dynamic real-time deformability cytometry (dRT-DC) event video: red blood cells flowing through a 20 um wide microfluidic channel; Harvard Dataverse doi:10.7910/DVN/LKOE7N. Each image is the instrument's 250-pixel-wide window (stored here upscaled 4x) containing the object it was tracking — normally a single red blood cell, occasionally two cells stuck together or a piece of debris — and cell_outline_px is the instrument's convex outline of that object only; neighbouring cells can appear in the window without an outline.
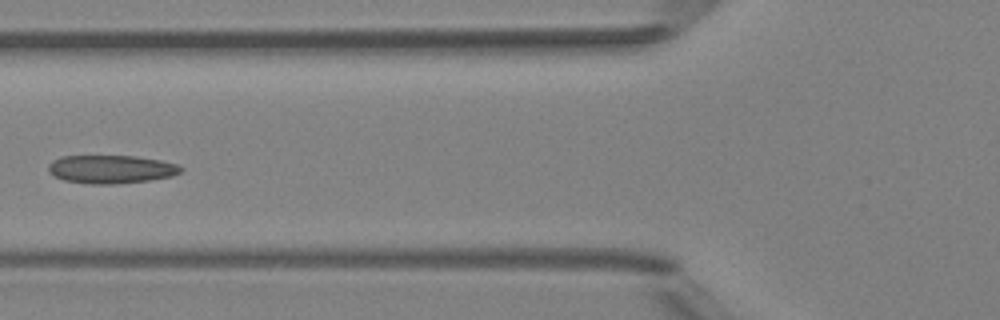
{"species": "Egyptian fruit bat (a non-hibernating species)", "species_latin": "Rousettus aegyptiacus", "temperature_condition": "room temperature", "stored_images_in_passage": 6, "camera_frame_rate_fps": 3000, "um_per_image_px": 0.085, "animal": {"sex": "female"}, "frame": {"image": 1, "passage_image": 5, "time_ms": 5.667, "image_size_px": [1000, 320], "cell_outline_px": [[184, 168], [180, 172], [172, 176], [148, 180], [116, 184], [88, 184], [64, 180], [52, 176], [48, 172], [48, 164], [52, 160], [60, 156], [136, 156], [160, 160], [176, 164]], "centroid_in_image_um": [9.39, 14.38], "position_along_channel_um": 116.4, "area_um2": 21.96}}
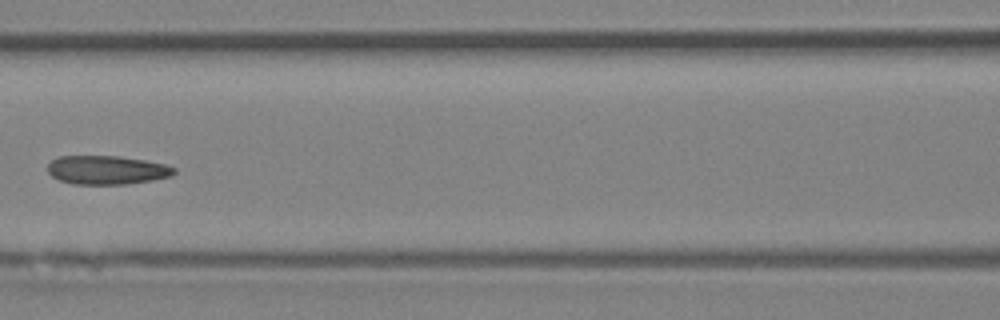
{"frame": {"image": 2, "passage_image": 6, "time_ms": 6.667, "image_size_px": [1000, 320], "cell_outline_px": [[176, 172], [172, 176], [152, 180], [124, 184], [72, 184], [60, 180], [52, 176], [48, 172], [48, 164], [52, 160], [60, 156], [120, 156], [144, 160], [164, 164], [176, 168]], "centroid_in_image_um": [9.09, 14.45], "position_along_channel_um": 157.5, "area_um2": 21.15}}